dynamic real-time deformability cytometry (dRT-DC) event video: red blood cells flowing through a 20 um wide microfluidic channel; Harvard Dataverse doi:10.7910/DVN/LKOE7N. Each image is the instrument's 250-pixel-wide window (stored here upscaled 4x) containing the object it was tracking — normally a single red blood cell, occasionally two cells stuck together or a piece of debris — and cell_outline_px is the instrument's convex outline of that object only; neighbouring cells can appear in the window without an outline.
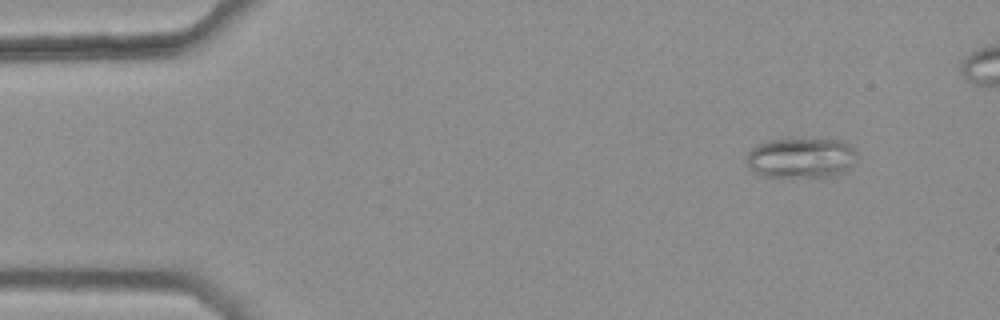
{"species": "common noctule bat (a hibernating species)", "species_latin": "Nyctalus noctula", "temperature_condition": "warm", "stored_images_in_passage": 5, "camera_frame_rate_fps": 3000, "um_per_image_px": 0.085, "animal": {"sex": "female", "body_mass_g": 25.1}, "frame": {"image": 1, "passage_image": 1, "time_ms": 0.0, "image_size_px": [1000, 320], "cell_outline_px": [[856, 156], [852, 164], [844, 172], [836, 176], [764, 176], [752, 172], [748, 168], [744, 160], [748, 152], [756, 144], [764, 140], [788, 136], [844, 140], [856, 148]], "centroid_in_image_um": [68.05, 13.35], "position_along_channel_um": 17.0, "area_um2": 27.17}}
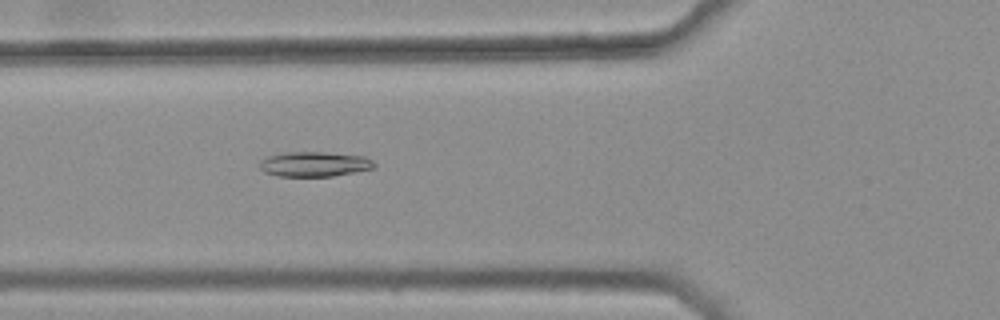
{"frame": {"image": 2, "passage_image": 5, "time_ms": 1.333, "image_size_px": [1000, 320], "cell_outline_px": [[376, 168], [332, 176], [276, 176], [264, 172], [260, 168], [260, 160], [268, 156], [280, 152], [324, 152], [364, 156], [372, 160], [376, 164]], "centroid_in_image_um": [26.71, 13.94], "position_along_channel_um": 99.1, "area_um2": 16.76}}